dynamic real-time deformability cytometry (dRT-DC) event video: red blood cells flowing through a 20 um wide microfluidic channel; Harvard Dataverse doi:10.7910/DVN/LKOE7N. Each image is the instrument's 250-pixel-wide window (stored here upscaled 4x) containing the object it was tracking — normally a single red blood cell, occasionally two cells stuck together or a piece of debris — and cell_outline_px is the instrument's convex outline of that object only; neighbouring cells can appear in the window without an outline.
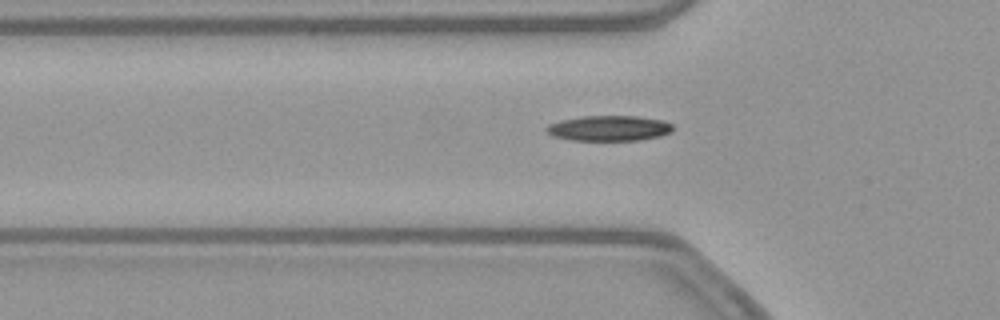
{"species": "common noctule bat (a hibernating species)", "species_latin": "Nyctalus noctula", "temperature_condition": "warm", "stored_images_in_passage": 40, "camera_frame_rate_fps": 3000, "um_per_image_px": 0.085, "animal": {"sex": "female", "body_mass_g": 21.9}, "frame": {"image": 1, "passage_image": 4, "time_ms": 1.0, "image_size_px": [1000, 320], "cell_outline_px": [[672, 132], [660, 136], [640, 140], [572, 140], [552, 136], [544, 128], [548, 124], [560, 120], [580, 116], [636, 116], [664, 120], [672, 124]], "centroid_in_image_um": [51.76, 10.89], "position_along_channel_um": 74.0, "area_um2": 18.79}}
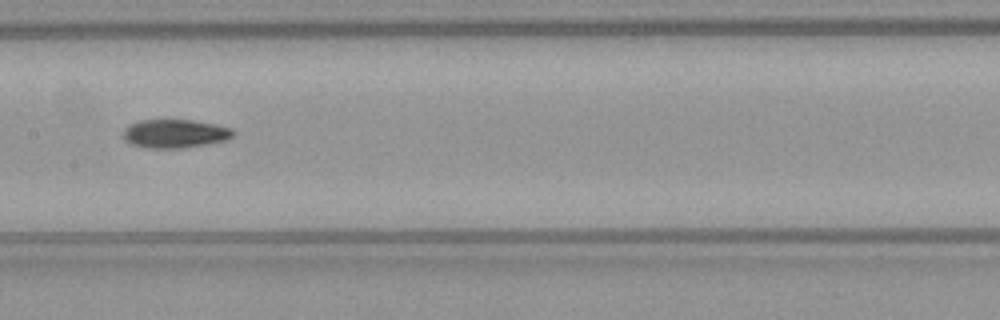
{"frame": {"image": 2, "passage_image": 13, "time_ms": 4.0, "image_size_px": [1000, 320], "cell_outline_px": [[236, 132], [232, 136], [224, 140], [184, 148], [144, 148], [132, 144], [124, 140], [124, 128], [128, 124], [136, 120], [192, 120], [216, 124], [232, 128]], "centroid_in_image_um": [14.83, 11.35], "position_along_channel_um": 192.6, "area_um2": 18.38}}
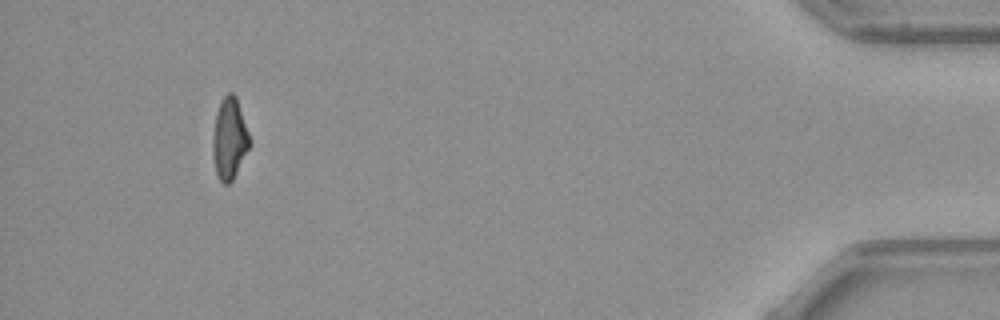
{"frame": {"image": 3, "passage_image": 36, "time_ms": 11.667, "image_size_px": [1000, 320], "cell_outline_px": [[252, 144], [232, 180], [228, 184], [224, 184], [220, 180], [216, 172], [212, 156], [212, 140], [216, 112], [220, 100], [228, 92], [232, 92], [236, 96], [252, 140]], "centroid_in_image_um": [19.51, 11.76], "position_along_channel_um": 415.7, "area_um2": 17.8}, "authors_computed_cell_mechanics": {"area_um2": 18.2648, "velocity_mm_per_s": 3.8883, "shape_relaxation_time_tau1_ms": 7.3265, "shape_relaxation_time_tau2_ms": 5.8613, "deformation_change_tau1": 0.203, "deformation_change_tau2": 0.1477}}